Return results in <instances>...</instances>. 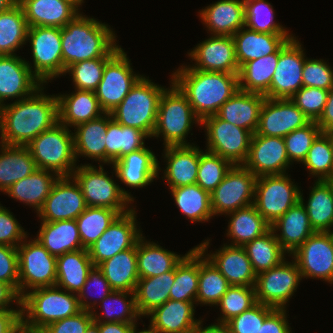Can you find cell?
Segmentation results:
<instances>
[{
	"instance_id": "obj_1",
	"label": "cell",
	"mask_w": 333,
	"mask_h": 333,
	"mask_svg": "<svg viewBox=\"0 0 333 333\" xmlns=\"http://www.w3.org/2000/svg\"><path fill=\"white\" fill-rule=\"evenodd\" d=\"M42 85L29 97L0 106V143L27 146L59 122L58 97L46 95Z\"/></svg>"
},
{
	"instance_id": "obj_2",
	"label": "cell",
	"mask_w": 333,
	"mask_h": 333,
	"mask_svg": "<svg viewBox=\"0 0 333 333\" xmlns=\"http://www.w3.org/2000/svg\"><path fill=\"white\" fill-rule=\"evenodd\" d=\"M171 76L201 121L215 115L239 90L238 74L200 71L186 64L173 71Z\"/></svg>"
},
{
	"instance_id": "obj_3",
	"label": "cell",
	"mask_w": 333,
	"mask_h": 333,
	"mask_svg": "<svg viewBox=\"0 0 333 333\" xmlns=\"http://www.w3.org/2000/svg\"><path fill=\"white\" fill-rule=\"evenodd\" d=\"M116 37L110 25L79 13L61 28L65 70L80 61L105 57L117 45Z\"/></svg>"
},
{
	"instance_id": "obj_4",
	"label": "cell",
	"mask_w": 333,
	"mask_h": 333,
	"mask_svg": "<svg viewBox=\"0 0 333 333\" xmlns=\"http://www.w3.org/2000/svg\"><path fill=\"white\" fill-rule=\"evenodd\" d=\"M80 311L77 294L57 286L35 288L21 297V326L41 331L49 324Z\"/></svg>"
},
{
	"instance_id": "obj_5",
	"label": "cell",
	"mask_w": 333,
	"mask_h": 333,
	"mask_svg": "<svg viewBox=\"0 0 333 333\" xmlns=\"http://www.w3.org/2000/svg\"><path fill=\"white\" fill-rule=\"evenodd\" d=\"M170 88L163 91L159 102L157 121L152 137L160 136L167 146H191L194 143L187 142L188 134L192 126L202 124L201 119L195 114L185 94L172 81L170 76Z\"/></svg>"
},
{
	"instance_id": "obj_6",
	"label": "cell",
	"mask_w": 333,
	"mask_h": 333,
	"mask_svg": "<svg viewBox=\"0 0 333 333\" xmlns=\"http://www.w3.org/2000/svg\"><path fill=\"white\" fill-rule=\"evenodd\" d=\"M165 89L143 75L110 114L117 123L137 128L152 138Z\"/></svg>"
},
{
	"instance_id": "obj_7",
	"label": "cell",
	"mask_w": 333,
	"mask_h": 333,
	"mask_svg": "<svg viewBox=\"0 0 333 333\" xmlns=\"http://www.w3.org/2000/svg\"><path fill=\"white\" fill-rule=\"evenodd\" d=\"M98 167L99 169L90 163L80 164L72 173L82 190L87 207L109 208L120 215L131 211L135 200L131 192L120 187L104 170L103 165Z\"/></svg>"
},
{
	"instance_id": "obj_8",
	"label": "cell",
	"mask_w": 333,
	"mask_h": 333,
	"mask_svg": "<svg viewBox=\"0 0 333 333\" xmlns=\"http://www.w3.org/2000/svg\"><path fill=\"white\" fill-rule=\"evenodd\" d=\"M37 169L72 176L76 169L73 132L60 122L34 138L27 146Z\"/></svg>"
},
{
	"instance_id": "obj_9",
	"label": "cell",
	"mask_w": 333,
	"mask_h": 333,
	"mask_svg": "<svg viewBox=\"0 0 333 333\" xmlns=\"http://www.w3.org/2000/svg\"><path fill=\"white\" fill-rule=\"evenodd\" d=\"M27 238L17 247L20 297L35 288L55 286L57 278V257L51 255L37 238Z\"/></svg>"
},
{
	"instance_id": "obj_10",
	"label": "cell",
	"mask_w": 333,
	"mask_h": 333,
	"mask_svg": "<svg viewBox=\"0 0 333 333\" xmlns=\"http://www.w3.org/2000/svg\"><path fill=\"white\" fill-rule=\"evenodd\" d=\"M27 42L31 45V57L33 58V65L29 61L27 65L43 85L54 78L64 76L61 28L50 26L29 27Z\"/></svg>"
},
{
	"instance_id": "obj_11",
	"label": "cell",
	"mask_w": 333,
	"mask_h": 333,
	"mask_svg": "<svg viewBox=\"0 0 333 333\" xmlns=\"http://www.w3.org/2000/svg\"><path fill=\"white\" fill-rule=\"evenodd\" d=\"M288 176L285 173L256 179L253 205L270 225L300 201L301 189Z\"/></svg>"
},
{
	"instance_id": "obj_12",
	"label": "cell",
	"mask_w": 333,
	"mask_h": 333,
	"mask_svg": "<svg viewBox=\"0 0 333 333\" xmlns=\"http://www.w3.org/2000/svg\"><path fill=\"white\" fill-rule=\"evenodd\" d=\"M201 125L206 130V151L229 160L233 165H242L246 161L253 135L250 131L216 115L205 117Z\"/></svg>"
},
{
	"instance_id": "obj_13",
	"label": "cell",
	"mask_w": 333,
	"mask_h": 333,
	"mask_svg": "<svg viewBox=\"0 0 333 333\" xmlns=\"http://www.w3.org/2000/svg\"><path fill=\"white\" fill-rule=\"evenodd\" d=\"M256 179L243 165H233L222 182L210 193L213 215H226L253 205Z\"/></svg>"
},
{
	"instance_id": "obj_14",
	"label": "cell",
	"mask_w": 333,
	"mask_h": 333,
	"mask_svg": "<svg viewBox=\"0 0 333 333\" xmlns=\"http://www.w3.org/2000/svg\"><path fill=\"white\" fill-rule=\"evenodd\" d=\"M131 60L121 47L107 62L95 94L105 113H111L143 76L133 71Z\"/></svg>"
},
{
	"instance_id": "obj_15",
	"label": "cell",
	"mask_w": 333,
	"mask_h": 333,
	"mask_svg": "<svg viewBox=\"0 0 333 333\" xmlns=\"http://www.w3.org/2000/svg\"><path fill=\"white\" fill-rule=\"evenodd\" d=\"M301 280L297 263L293 259L291 262L284 260L280 265L257 274L254 286L256 301L275 309H286Z\"/></svg>"
},
{
	"instance_id": "obj_16",
	"label": "cell",
	"mask_w": 333,
	"mask_h": 333,
	"mask_svg": "<svg viewBox=\"0 0 333 333\" xmlns=\"http://www.w3.org/2000/svg\"><path fill=\"white\" fill-rule=\"evenodd\" d=\"M302 46L293 36L279 49V60L269 91L264 95L266 98L290 99L303 87L302 71L307 57Z\"/></svg>"
},
{
	"instance_id": "obj_17",
	"label": "cell",
	"mask_w": 333,
	"mask_h": 333,
	"mask_svg": "<svg viewBox=\"0 0 333 333\" xmlns=\"http://www.w3.org/2000/svg\"><path fill=\"white\" fill-rule=\"evenodd\" d=\"M290 257L303 279H322L333 284V232H315Z\"/></svg>"
},
{
	"instance_id": "obj_18",
	"label": "cell",
	"mask_w": 333,
	"mask_h": 333,
	"mask_svg": "<svg viewBox=\"0 0 333 333\" xmlns=\"http://www.w3.org/2000/svg\"><path fill=\"white\" fill-rule=\"evenodd\" d=\"M136 206L131 211L119 215L104 233L88 248L94 266L117 253L133 248L143 236L137 226Z\"/></svg>"
},
{
	"instance_id": "obj_19",
	"label": "cell",
	"mask_w": 333,
	"mask_h": 333,
	"mask_svg": "<svg viewBox=\"0 0 333 333\" xmlns=\"http://www.w3.org/2000/svg\"><path fill=\"white\" fill-rule=\"evenodd\" d=\"M87 208L79 184L72 176H60L37 215L40 221L76 220Z\"/></svg>"
},
{
	"instance_id": "obj_20",
	"label": "cell",
	"mask_w": 333,
	"mask_h": 333,
	"mask_svg": "<svg viewBox=\"0 0 333 333\" xmlns=\"http://www.w3.org/2000/svg\"><path fill=\"white\" fill-rule=\"evenodd\" d=\"M309 118L290 99H269L262 103L256 135L284 138L309 124Z\"/></svg>"
},
{
	"instance_id": "obj_21",
	"label": "cell",
	"mask_w": 333,
	"mask_h": 333,
	"mask_svg": "<svg viewBox=\"0 0 333 333\" xmlns=\"http://www.w3.org/2000/svg\"><path fill=\"white\" fill-rule=\"evenodd\" d=\"M242 165L258 178L285 174L292 164L284 138L253 134L247 159Z\"/></svg>"
},
{
	"instance_id": "obj_22",
	"label": "cell",
	"mask_w": 333,
	"mask_h": 333,
	"mask_svg": "<svg viewBox=\"0 0 333 333\" xmlns=\"http://www.w3.org/2000/svg\"><path fill=\"white\" fill-rule=\"evenodd\" d=\"M210 239L196 247L227 279L230 286H255L257 274L243 246L223 244L215 253H209Z\"/></svg>"
},
{
	"instance_id": "obj_23",
	"label": "cell",
	"mask_w": 333,
	"mask_h": 333,
	"mask_svg": "<svg viewBox=\"0 0 333 333\" xmlns=\"http://www.w3.org/2000/svg\"><path fill=\"white\" fill-rule=\"evenodd\" d=\"M195 65L189 67L200 71L238 74L235 42L232 36L210 35L188 52Z\"/></svg>"
},
{
	"instance_id": "obj_24",
	"label": "cell",
	"mask_w": 333,
	"mask_h": 333,
	"mask_svg": "<svg viewBox=\"0 0 333 333\" xmlns=\"http://www.w3.org/2000/svg\"><path fill=\"white\" fill-rule=\"evenodd\" d=\"M42 85L25 58L18 55H0V106L8 99L16 98L15 101H18L29 97Z\"/></svg>"
},
{
	"instance_id": "obj_25",
	"label": "cell",
	"mask_w": 333,
	"mask_h": 333,
	"mask_svg": "<svg viewBox=\"0 0 333 333\" xmlns=\"http://www.w3.org/2000/svg\"><path fill=\"white\" fill-rule=\"evenodd\" d=\"M156 154L148 147L141 148L120 158L112 164L116 178L127 187L145 188L154 179H159V166Z\"/></svg>"
},
{
	"instance_id": "obj_26",
	"label": "cell",
	"mask_w": 333,
	"mask_h": 333,
	"mask_svg": "<svg viewBox=\"0 0 333 333\" xmlns=\"http://www.w3.org/2000/svg\"><path fill=\"white\" fill-rule=\"evenodd\" d=\"M163 158L167 163L162 179L169 189L193 185L197 181L200 154L203 152L197 145L167 146L163 150Z\"/></svg>"
},
{
	"instance_id": "obj_27",
	"label": "cell",
	"mask_w": 333,
	"mask_h": 333,
	"mask_svg": "<svg viewBox=\"0 0 333 333\" xmlns=\"http://www.w3.org/2000/svg\"><path fill=\"white\" fill-rule=\"evenodd\" d=\"M211 35L233 36L245 26L244 0H219L199 11Z\"/></svg>"
},
{
	"instance_id": "obj_28",
	"label": "cell",
	"mask_w": 333,
	"mask_h": 333,
	"mask_svg": "<svg viewBox=\"0 0 333 333\" xmlns=\"http://www.w3.org/2000/svg\"><path fill=\"white\" fill-rule=\"evenodd\" d=\"M28 27L50 26L63 28L80 10L67 0H17Z\"/></svg>"
},
{
	"instance_id": "obj_29",
	"label": "cell",
	"mask_w": 333,
	"mask_h": 333,
	"mask_svg": "<svg viewBox=\"0 0 333 333\" xmlns=\"http://www.w3.org/2000/svg\"><path fill=\"white\" fill-rule=\"evenodd\" d=\"M293 36L257 32L244 26L232 36L239 68L248 61L276 53Z\"/></svg>"
},
{
	"instance_id": "obj_30",
	"label": "cell",
	"mask_w": 333,
	"mask_h": 333,
	"mask_svg": "<svg viewBox=\"0 0 333 333\" xmlns=\"http://www.w3.org/2000/svg\"><path fill=\"white\" fill-rule=\"evenodd\" d=\"M74 128L73 143L76 162L82 156L97 161L99 165H105L108 113Z\"/></svg>"
},
{
	"instance_id": "obj_31",
	"label": "cell",
	"mask_w": 333,
	"mask_h": 333,
	"mask_svg": "<svg viewBox=\"0 0 333 333\" xmlns=\"http://www.w3.org/2000/svg\"><path fill=\"white\" fill-rule=\"evenodd\" d=\"M71 94H58L59 122L66 127L75 126L96 119L105 112L95 92L74 89Z\"/></svg>"
},
{
	"instance_id": "obj_32",
	"label": "cell",
	"mask_w": 333,
	"mask_h": 333,
	"mask_svg": "<svg viewBox=\"0 0 333 333\" xmlns=\"http://www.w3.org/2000/svg\"><path fill=\"white\" fill-rule=\"evenodd\" d=\"M195 305L196 302L169 299L146 316L150 317L149 325L159 333H181L194 328L201 321L194 317Z\"/></svg>"
},
{
	"instance_id": "obj_33",
	"label": "cell",
	"mask_w": 333,
	"mask_h": 333,
	"mask_svg": "<svg viewBox=\"0 0 333 333\" xmlns=\"http://www.w3.org/2000/svg\"><path fill=\"white\" fill-rule=\"evenodd\" d=\"M265 96L238 90L215 114L218 118L246 129L254 134L259 124V114Z\"/></svg>"
},
{
	"instance_id": "obj_34",
	"label": "cell",
	"mask_w": 333,
	"mask_h": 333,
	"mask_svg": "<svg viewBox=\"0 0 333 333\" xmlns=\"http://www.w3.org/2000/svg\"><path fill=\"white\" fill-rule=\"evenodd\" d=\"M281 247L290 255L303 242L315 233L309 216L301 201L292 206L283 216L271 225ZM278 231L280 233L278 234Z\"/></svg>"
},
{
	"instance_id": "obj_35",
	"label": "cell",
	"mask_w": 333,
	"mask_h": 333,
	"mask_svg": "<svg viewBox=\"0 0 333 333\" xmlns=\"http://www.w3.org/2000/svg\"><path fill=\"white\" fill-rule=\"evenodd\" d=\"M40 223L35 238L51 255L58 257L66 252L85 249L81 243L76 220L40 221Z\"/></svg>"
},
{
	"instance_id": "obj_36",
	"label": "cell",
	"mask_w": 333,
	"mask_h": 333,
	"mask_svg": "<svg viewBox=\"0 0 333 333\" xmlns=\"http://www.w3.org/2000/svg\"><path fill=\"white\" fill-rule=\"evenodd\" d=\"M59 177L53 171L36 169L28 177L13 183L5 193L38 213Z\"/></svg>"
},
{
	"instance_id": "obj_37",
	"label": "cell",
	"mask_w": 333,
	"mask_h": 333,
	"mask_svg": "<svg viewBox=\"0 0 333 333\" xmlns=\"http://www.w3.org/2000/svg\"><path fill=\"white\" fill-rule=\"evenodd\" d=\"M113 291L135 292L139 280L137 244L98 265Z\"/></svg>"
},
{
	"instance_id": "obj_38",
	"label": "cell",
	"mask_w": 333,
	"mask_h": 333,
	"mask_svg": "<svg viewBox=\"0 0 333 333\" xmlns=\"http://www.w3.org/2000/svg\"><path fill=\"white\" fill-rule=\"evenodd\" d=\"M311 188L306 204L300 192L310 225L315 232H333V180H315Z\"/></svg>"
},
{
	"instance_id": "obj_39",
	"label": "cell",
	"mask_w": 333,
	"mask_h": 333,
	"mask_svg": "<svg viewBox=\"0 0 333 333\" xmlns=\"http://www.w3.org/2000/svg\"><path fill=\"white\" fill-rule=\"evenodd\" d=\"M88 249L66 252L57 257V278L55 286L78 294L93 268Z\"/></svg>"
},
{
	"instance_id": "obj_40",
	"label": "cell",
	"mask_w": 333,
	"mask_h": 333,
	"mask_svg": "<svg viewBox=\"0 0 333 333\" xmlns=\"http://www.w3.org/2000/svg\"><path fill=\"white\" fill-rule=\"evenodd\" d=\"M230 216L226 236L232 246H244L268 232L271 225L256 210L254 205L238 209L225 215Z\"/></svg>"
},
{
	"instance_id": "obj_41",
	"label": "cell",
	"mask_w": 333,
	"mask_h": 333,
	"mask_svg": "<svg viewBox=\"0 0 333 333\" xmlns=\"http://www.w3.org/2000/svg\"><path fill=\"white\" fill-rule=\"evenodd\" d=\"M185 255L163 248L158 242L147 241L145 236L137 242L139 278L154 277L172 271Z\"/></svg>"
},
{
	"instance_id": "obj_42",
	"label": "cell",
	"mask_w": 333,
	"mask_h": 333,
	"mask_svg": "<svg viewBox=\"0 0 333 333\" xmlns=\"http://www.w3.org/2000/svg\"><path fill=\"white\" fill-rule=\"evenodd\" d=\"M37 169L32 154L26 146H11L0 143V192L19 180L28 177Z\"/></svg>"
},
{
	"instance_id": "obj_43",
	"label": "cell",
	"mask_w": 333,
	"mask_h": 333,
	"mask_svg": "<svg viewBox=\"0 0 333 333\" xmlns=\"http://www.w3.org/2000/svg\"><path fill=\"white\" fill-rule=\"evenodd\" d=\"M145 132L117 123L108 113L106 164H113L125 155L145 147Z\"/></svg>"
},
{
	"instance_id": "obj_44",
	"label": "cell",
	"mask_w": 333,
	"mask_h": 333,
	"mask_svg": "<svg viewBox=\"0 0 333 333\" xmlns=\"http://www.w3.org/2000/svg\"><path fill=\"white\" fill-rule=\"evenodd\" d=\"M174 278L175 268L154 277L139 278L134 293L136 308L142 318L170 299L169 293Z\"/></svg>"
},
{
	"instance_id": "obj_45",
	"label": "cell",
	"mask_w": 333,
	"mask_h": 333,
	"mask_svg": "<svg viewBox=\"0 0 333 333\" xmlns=\"http://www.w3.org/2000/svg\"><path fill=\"white\" fill-rule=\"evenodd\" d=\"M278 60L279 50L243 64L238 72L239 90L265 95L269 91Z\"/></svg>"
},
{
	"instance_id": "obj_46",
	"label": "cell",
	"mask_w": 333,
	"mask_h": 333,
	"mask_svg": "<svg viewBox=\"0 0 333 333\" xmlns=\"http://www.w3.org/2000/svg\"><path fill=\"white\" fill-rule=\"evenodd\" d=\"M199 280V249H190L175 267L174 283L169 298L176 301L196 302Z\"/></svg>"
},
{
	"instance_id": "obj_47",
	"label": "cell",
	"mask_w": 333,
	"mask_h": 333,
	"mask_svg": "<svg viewBox=\"0 0 333 333\" xmlns=\"http://www.w3.org/2000/svg\"><path fill=\"white\" fill-rule=\"evenodd\" d=\"M27 20L21 5L16 2L0 13V55H16L27 43Z\"/></svg>"
},
{
	"instance_id": "obj_48",
	"label": "cell",
	"mask_w": 333,
	"mask_h": 333,
	"mask_svg": "<svg viewBox=\"0 0 333 333\" xmlns=\"http://www.w3.org/2000/svg\"><path fill=\"white\" fill-rule=\"evenodd\" d=\"M175 205L183 216L192 223L209 222L214 217L211 210L210 193L203 190L198 184L181 186L170 189Z\"/></svg>"
},
{
	"instance_id": "obj_49",
	"label": "cell",
	"mask_w": 333,
	"mask_h": 333,
	"mask_svg": "<svg viewBox=\"0 0 333 333\" xmlns=\"http://www.w3.org/2000/svg\"><path fill=\"white\" fill-rule=\"evenodd\" d=\"M99 305L102 313L97 314L96 310L91 311L95 322L138 323V319H141L136 308L134 292L112 291L97 304V307Z\"/></svg>"
},
{
	"instance_id": "obj_50",
	"label": "cell",
	"mask_w": 333,
	"mask_h": 333,
	"mask_svg": "<svg viewBox=\"0 0 333 333\" xmlns=\"http://www.w3.org/2000/svg\"><path fill=\"white\" fill-rule=\"evenodd\" d=\"M256 274L280 265L288 253L281 247L272 229L244 246Z\"/></svg>"
},
{
	"instance_id": "obj_51",
	"label": "cell",
	"mask_w": 333,
	"mask_h": 333,
	"mask_svg": "<svg viewBox=\"0 0 333 333\" xmlns=\"http://www.w3.org/2000/svg\"><path fill=\"white\" fill-rule=\"evenodd\" d=\"M229 287L227 279L199 250V280L196 305L216 306Z\"/></svg>"
},
{
	"instance_id": "obj_52",
	"label": "cell",
	"mask_w": 333,
	"mask_h": 333,
	"mask_svg": "<svg viewBox=\"0 0 333 333\" xmlns=\"http://www.w3.org/2000/svg\"><path fill=\"white\" fill-rule=\"evenodd\" d=\"M119 215L113 209L87 207L76 219L82 246L88 249Z\"/></svg>"
},
{
	"instance_id": "obj_53",
	"label": "cell",
	"mask_w": 333,
	"mask_h": 333,
	"mask_svg": "<svg viewBox=\"0 0 333 333\" xmlns=\"http://www.w3.org/2000/svg\"><path fill=\"white\" fill-rule=\"evenodd\" d=\"M121 48L116 45L105 57L84 60L70 65L64 72L69 74L75 89L95 92L102 80L106 62Z\"/></svg>"
},
{
	"instance_id": "obj_54",
	"label": "cell",
	"mask_w": 333,
	"mask_h": 333,
	"mask_svg": "<svg viewBox=\"0 0 333 333\" xmlns=\"http://www.w3.org/2000/svg\"><path fill=\"white\" fill-rule=\"evenodd\" d=\"M245 27L262 33L292 34L274 21L275 11L268 0H244Z\"/></svg>"
},
{
	"instance_id": "obj_55",
	"label": "cell",
	"mask_w": 333,
	"mask_h": 333,
	"mask_svg": "<svg viewBox=\"0 0 333 333\" xmlns=\"http://www.w3.org/2000/svg\"><path fill=\"white\" fill-rule=\"evenodd\" d=\"M302 165L316 180H333V153L326 133L315 139Z\"/></svg>"
},
{
	"instance_id": "obj_56",
	"label": "cell",
	"mask_w": 333,
	"mask_h": 333,
	"mask_svg": "<svg viewBox=\"0 0 333 333\" xmlns=\"http://www.w3.org/2000/svg\"><path fill=\"white\" fill-rule=\"evenodd\" d=\"M257 303L254 286H230L216 306H220L217 323L225 324L233 317L250 309Z\"/></svg>"
},
{
	"instance_id": "obj_57",
	"label": "cell",
	"mask_w": 333,
	"mask_h": 333,
	"mask_svg": "<svg viewBox=\"0 0 333 333\" xmlns=\"http://www.w3.org/2000/svg\"><path fill=\"white\" fill-rule=\"evenodd\" d=\"M232 166L229 160L205 150L200 154L196 184L211 193Z\"/></svg>"
},
{
	"instance_id": "obj_58",
	"label": "cell",
	"mask_w": 333,
	"mask_h": 333,
	"mask_svg": "<svg viewBox=\"0 0 333 333\" xmlns=\"http://www.w3.org/2000/svg\"><path fill=\"white\" fill-rule=\"evenodd\" d=\"M322 133L316 121L292 131L284 137L289 162L303 163L315 139Z\"/></svg>"
},
{
	"instance_id": "obj_59",
	"label": "cell",
	"mask_w": 333,
	"mask_h": 333,
	"mask_svg": "<svg viewBox=\"0 0 333 333\" xmlns=\"http://www.w3.org/2000/svg\"><path fill=\"white\" fill-rule=\"evenodd\" d=\"M329 90L316 87H301L290 100L309 118L317 121L326 105Z\"/></svg>"
},
{
	"instance_id": "obj_60",
	"label": "cell",
	"mask_w": 333,
	"mask_h": 333,
	"mask_svg": "<svg viewBox=\"0 0 333 333\" xmlns=\"http://www.w3.org/2000/svg\"><path fill=\"white\" fill-rule=\"evenodd\" d=\"M274 309L257 302L250 309L227 321L225 325L230 333H258L260 326Z\"/></svg>"
},
{
	"instance_id": "obj_61",
	"label": "cell",
	"mask_w": 333,
	"mask_h": 333,
	"mask_svg": "<svg viewBox=\"0 0 333 333\" xmlns=\"http://www.w3.org/2000/svg\"><path fill=\"white\" fill-rule=\"evenodd\" d=\"M91 287H93L95 290H100L98 292L96 291L98 294V299L95 300V296L92 295V299L94 298L92 300L93 302L91 301V299L88 301L90 293L92 294ZM112 291L113 290L111 289L107 279L104 277L102 271L98 268V266H93V268L88 273V277L85 284L83 285V288L77 294L80 307L82 308V310H96V305L100 303L104 298H106Z\"/></svg>"
},
{
	"instance_id": "obj_62",
	"label": "cell",
	"mask_w": 333,
	"mask_h": 333,
	"mask_svg": "<svg viewBox=\"0 0 333 333\" xmlns=\"http://www.w3.org/2000/svg\"><path fill=\"white\" fill-rule=\"evenodd\" d=\"M303 87L330 90L333 87V68L324 59H305L302 71Z\"/></svg>"
},
{
	"instance_id": "obj_63",
	"label": "cell",
	"mask_w": 333,
	"mask_h": 333,
	"mask_svg": "<svg viewBox=\"0 0 333 333\" xmlns=\"http://www.w3.org/2000/svg\"><path fill=\"white\" fill-rule=\"evenodd\" d=\"M18 223L14 214L0 204V244L18 247L27 237V232Z\"/></svg>"
},
{
	"instance_id": "obj_64",
	"label": "cell",
	"mask_w": 333,
	"mask_h": 333,
	"mask_svg": "<svg viewBox=\"0 0 333 333\" xmlns=\"http://www.w3.org/2000/svg\"><path fill=\"white\" fill-rule=\"evenodd\" d=\"M93 321L91 311L82 310L74 316L49 324L41 333H85Z\"/></svg>"
},
{
	"instance_id": "obj_65",
	"label": "cell",
	"mask_w": 333,
	"mask_h": 333,
	"mask_svg": "<svg viewBox=\"0 0 333 333\" xmlns=\"http://www.w3.org/2000/svg\"><path fill=\"white\" fill-rule=\"evenodd\" d=\"M18 280L17 248L0 244V281L10 284L18 292Z\"/></svg>"
},
{
	"instance_id": "obj_66",
	"label": "cell",
	"mask_w": 333,
	"mask_h": 333,
	"mask_svg": "<svg viewBox=\"0 0 333 333\" xmlns=\"http://www.w3.org/2000/svg\"><path fill=\"white\" fill-rule=\"evenodd\" d=\"M286 309H274L264 320L258 333H293L289 326Z\"/></svg>"
},
{
	"instance_id": "obj_67",
	"label": "cell",
	"mask_w": 333,
	"mask_h": 333,
	"mask_svg": "<svg viewBox=\"0 0 333 333\" xmlns=\"http://www.w3.org/2000/svg\"><path fill=\"white\" fill-rule=\"evenodd\" d=\"M0 309V333H15L21 327V306Z\"/></svg>"
},
{
	"instance_id": "obj_68",
	"label": "cell",
	"mask_w": 333,
	"mask_h": 333,
	"mask_svg": "<svg viewBox=\"0 0 333 333\" xmlns=\"http://www.w3.org/2000/svg\"><path fill=\"white\" fill-rule=\"evenodd\" d=\"M316 123L322 133L333 132V87L329 90L326 105Z\"/></svg>"
},
{
	"instance_id": "obj_69",
	"label": "cell",
	"mask_w": 333,
	"mask_h": 333,
	"mask_svg": "<svg viewBox=\"0 0 333 333\" xmlns=\"http://www.w3.org/2000/svg\"><path fill=\"white\" fill-rule=\"evenodd\" d=\"M14 303L21 306V297L18 292L10 284L0 281V309H14L11 306Z\"/></svg>"
},
{
	"instance_id": "obj_70",
	"label": "cell",
	"mask_w": 333,
	"mask_h": 333,
	"mask_svg": "<svg viewBox=\"0 0 333 333\" xmlns=\"http://www.w3.org/2000/svg\"><path fill=\"white\" fill-rule=\"evenodd\" d=\"M138 323L98 322L99 333H131Z\"/></svg>"
},
{
	"instance_id": "obj_71",
	"label": "cell",
	"mask_w": 333,
	"mask_h": 333,
	"mask_svg": "<svg viewBox=\"0 0 333 333\" xmlns=\"http://www.w3.org/2000/svg\"><path fill=\"white\" fill-rule=\"evenodd\" d=\"M203 321L199 322V333H230L228 327L225 324H219L214 322L209 326L203 327Z\"/></svg>"
},
{
	"instance_id": "obj_72",
	"label": "cell",
	"mask_w": 333,
	"mask_h": 333,
	"mask_svg": "<svg viewBox=\"0 0 333 333\" xmlns=\"http://www.w3.org/2000/svg\"><path fill=\"white\" fill-rule=\"evenodd\" d=\"M17 0H0V13L9 9Z\"/></svg>"
},
{
	"instance_id": "obj_73",
	"label": "cell",
	"mask_w": 333,
	"mask_h": 333,
	"mask_svg": "<svg viewBox=\"0 0 333 333\" xmlns=\"http://www.w3.org/2000/svg\"><path fill=\"white\" fill-rule=\"evenodd\" d=\"M131 333H159L156 329H154L153 327H151L150 325L148 326V328L142 330V331H138L137 329V324L133 327Z\"/></svg>"
},
{
	"instance_id": "obj_74",
	"label": "cell",
	"mask_w": 333,
	"mask_h": 333,
	"mask_svg": "<svg viewBox=\"0 0 333 333\" xmlns=\"http://www.w3.org/2000/svg\"><path fill=\"white\" fill-rule=\"evenodd\" d=\"M85 333H99L98 322L93 321L85 331Z\"/></svg>"
},
{
	"instance_id": "obj_75",
	"label": "cell",
	"mask_w": 333,
	"mask_h": 333,
	"mask_svg": "<svg viewBox=\"0 0 333 333\" xmlns=\"http://www.w3.org/2000/svg\"><path fill=\"white\" fill-rule=\"evenodd\" d=\"M15 333H41V331L29 330L21 326Z\"/></svg>"
},
{
	"instance_id": "obj_76",
	"label": "cell",
	"mask_w": 333,
	"mask_h": 333,
	"mask_svg": "<svg viewBox=\"0 0 333 333\" xmlns=\"http://www.w3.org/2000/svg\"><path fill=\"white\" fill-rule=\"evenodd\" d=\"M67 1L74 4L79 10H80V7L82 6V4L84 3V0H67Z\"/></svg>"
},
{
	"instance_id": "obj_77",
	"label": "cell",
	"mask_w": 333,
	"mask_h": 333,
	"mask_svg": "<svg viewBox=\"0 0 333 333\" xmlns=\"http://www.w3.org/2000/svg\"><path fill=\"white\" fill-rule=\"evenodd\" d=\"M181 333H199V323L194 328H192V329H190L188 331H185V332H181Z\"/></svg>"
},
{
	"instance_id": "obj_78",
	"label": "cell",
	"mask_w": 333,
	"mask_h": 333,
	"mask_svg": "<svg viewBox=\"0 0 333 333\" xmlns=\"http://www.w3.org/2000/svg\"><path fill=\"white\" fill-rule=\"evenodd\" d=\"M330 137L331 147H332V153H333V132L326 133Z\"/></svg>"
}]
</instances>
